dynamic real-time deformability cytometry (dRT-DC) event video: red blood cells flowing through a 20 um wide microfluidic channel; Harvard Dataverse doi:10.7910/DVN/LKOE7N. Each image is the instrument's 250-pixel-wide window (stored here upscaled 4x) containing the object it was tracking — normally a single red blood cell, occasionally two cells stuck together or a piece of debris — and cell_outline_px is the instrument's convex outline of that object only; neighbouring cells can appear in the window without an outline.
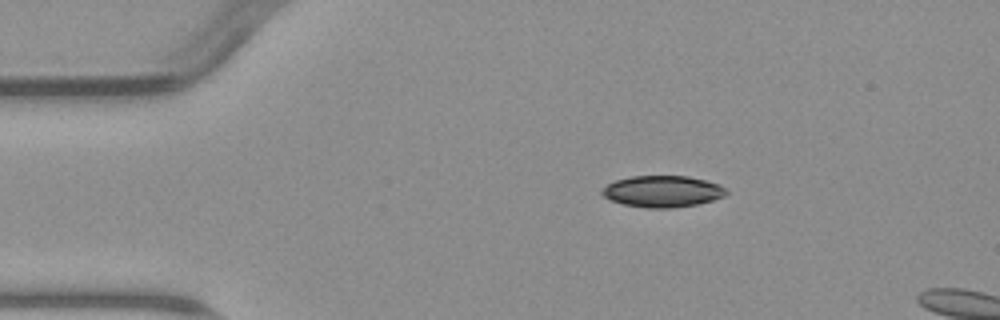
{"species": "common noctule bat (a hibernating species)", "species_latin": "Nyctalus noctula", "temperature_condition": "warm", "stored_images_in_passage": 5, "camera_frame_rate_fps": 3000, "um_per_image_px": 0.085, "animal": {"sex": "male", "body_mass_g": 23.1, "forearm_length_mm": 52.7}, "frame": {"image": 1, "passage_image": 5, "time_ms": 4.667, "image_size_px": [1000, 320], "cell_outline_px": [[728, 192], [724, 196], [712, 200], [696, 204], [672, 208], [644, 208], [624, 204], [608, 200], [600, 192], [608, 184], [616, 180], [632, 176], [688, 176], [720, 184]], "centroid_in_image_um": [56.3, 16.27], "position_along_channel_um": 28.7, "area_um2": 22.72}}